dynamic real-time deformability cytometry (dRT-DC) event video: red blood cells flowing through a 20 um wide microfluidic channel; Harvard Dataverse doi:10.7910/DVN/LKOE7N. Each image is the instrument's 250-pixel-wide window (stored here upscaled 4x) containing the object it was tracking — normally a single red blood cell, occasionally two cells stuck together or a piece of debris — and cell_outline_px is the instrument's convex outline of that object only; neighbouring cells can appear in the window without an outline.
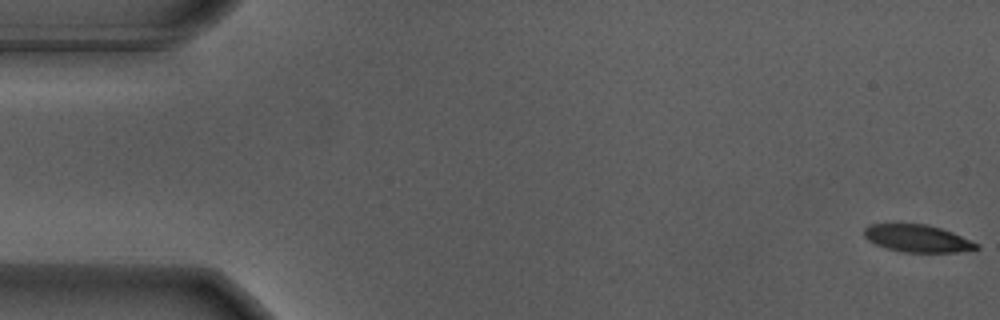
{"species": "Egyptian fruit bat (a non-hibernating species)", "species_latin": "Rousettus aegyptiacus", "temperature_condition": "warm", "stored_images_in_passage": 57, "segment_of_instrument_passage": [1, 2], "camera_frame_rate_fps": 3000, "um_per_image_px": 0.085, "animal": {"sex": "male"}, "frame": {"image": 1, "passage_image": 1, "time_ms": 0.0, "image_size_px": [1000, 320], "cell_outline_px": [[980, 248], [956, 252], [904, 252], [888, 248], [876, 244], [868, 240], [864, 236], [864, 228], [868, 224], [928, 224], [952, 232], [980, 244]], "centroid_in_image_um": [77.99, 20.26], "position_along_channel_um": 7.0, "area_um2": 17.8}}
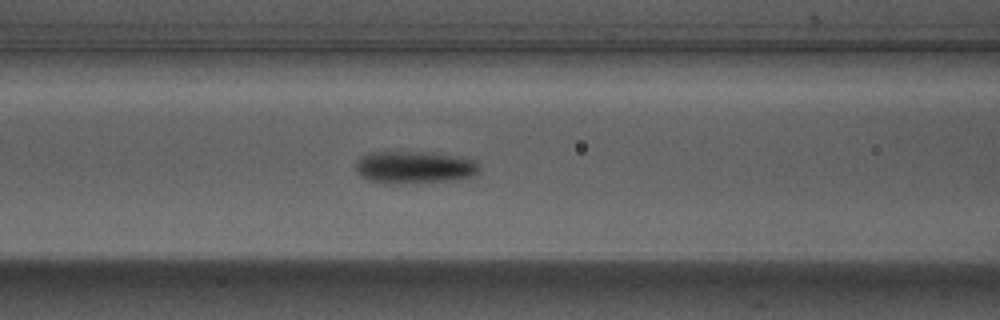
{"frame": {"image": 2, "passage_image": 23, "time_ms": 7.333, "image_size_px": [1000, 320], "cell_outline_px": [[480, 168], [472, 176], [452, 180], [384, 184], [368, 180], [360, 176], [356, 172], [356, 160], [360, 156], [368, 152], [432, 152], [476, 160]], "centroid_in_image_um": [35.15, 14.21], "position_along_channel_um": 131.4, "area_um2": 23.35}}
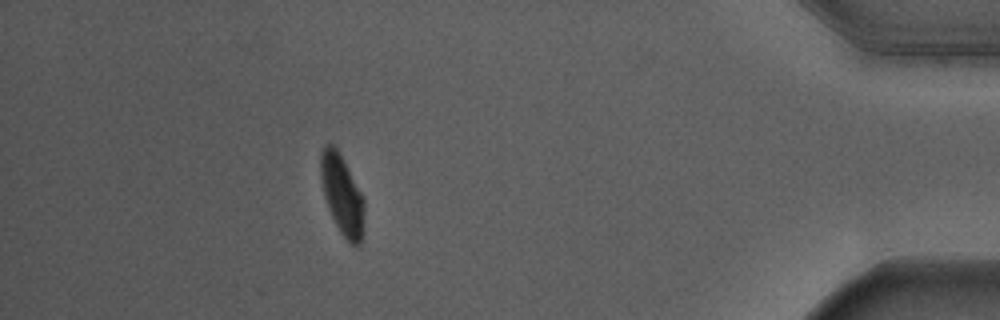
{"frame": {"image": 3, "passage_image": 50, "time_ms": 16.333, "image_size_px": [1000, 320], "cell_outline_px": [[364, 232], [360, 244], [356, 248], [340, 232], [328, 208], [324, 196], [320, 176], [320, 152], [324, 144], [332, 144], [336, 148], [360, 192], [364, 200]], "centroid_in_image_um": [29.07, 16.59], "position_along_channel_um": 406.1, "area_um2": 20.06}}